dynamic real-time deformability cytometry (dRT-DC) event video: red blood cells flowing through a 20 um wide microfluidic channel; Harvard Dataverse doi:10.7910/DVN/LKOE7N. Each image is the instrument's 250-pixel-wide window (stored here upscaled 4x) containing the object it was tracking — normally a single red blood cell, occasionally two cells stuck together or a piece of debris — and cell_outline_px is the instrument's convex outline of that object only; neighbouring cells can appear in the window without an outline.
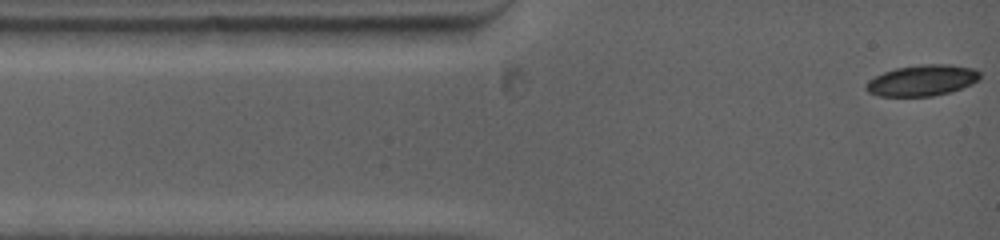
{"species": "common noctule bat (a hibernating species)", "species_latin": "Nyctalus noctula", "temperature_condition": "warm", "stored_images_in_passage": 83, "camera_frame_rate_fps": 5000, "um_per_image_px": 0.085, "animal": {"sex": "female", "body_mass_g": 19.0, "forearm_length_mm": 53.3}, "frame": {"image": 1, "passage_image": 1, "time_ms": 0.0, "image_size_px": [1000, 240], "cell_outline_px": [[980, 80], [972, 84], [948, 92], [932, 96], [880, 96], [868, 92], [864, 88], [864, 84], [868, 80], [884, 72], [896, 68], [920, 64], [948, 64], [972, 68], [980, 72]], "centroid_in_image_um": [78.36, 6.83], "position_along_channel_um": 6.6, "area_um2": 20.58}}
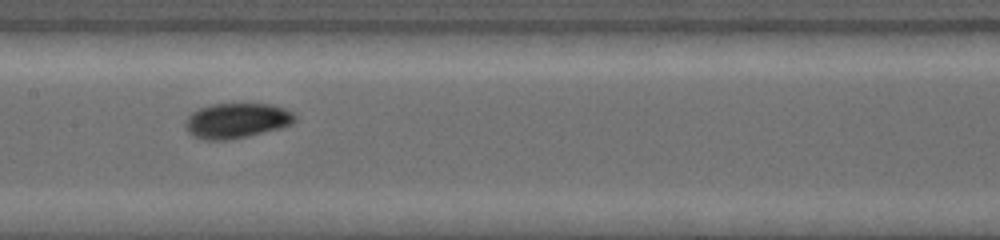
{"frame": {"image": 2, "passage_image": 35, "time_ms": 5.8, "image_size_px": [1000, 240], "cell_outline_px": [[296, 120], [292, 124], [280, 128], [248, 136], [224, 140], [200, 140], [192, 136], [188, 132], [184, 124], [184, 120], [192, 112], [200, 108], [212, 104], [272, 104], [284, 108], [292, 112], [296, 116]], "centroid_in_image_um": [20.09, 10.26], "position_along_channel_um": 187.3, "area_um2": 22.54}}
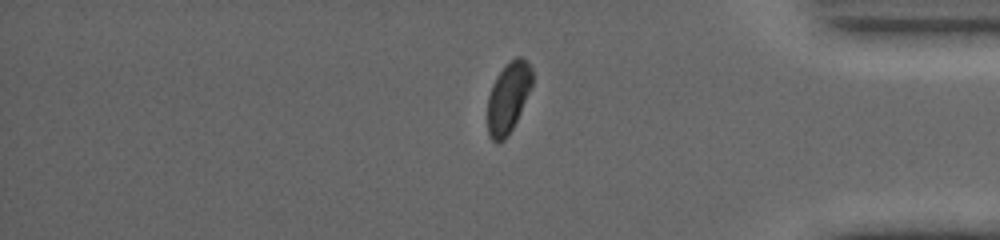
{"frame": {"image": 3, "passage_image": 70, "time_ms": 11.6, "image_size_px": [1000, 240], "cell_outline_px": [[532, 84], [520, 112], [512, 128], [504, 140], [496, 144], [488, 136], [488, 96], [492, 84], [496, 76], [504, 64], [516, 56], [524, 56], [528, 60], [532, 68]], "centroid_in_image_um": [43.19, 8.24], "position_along_channel_um": 392.0, "area_um2": 18.55}}